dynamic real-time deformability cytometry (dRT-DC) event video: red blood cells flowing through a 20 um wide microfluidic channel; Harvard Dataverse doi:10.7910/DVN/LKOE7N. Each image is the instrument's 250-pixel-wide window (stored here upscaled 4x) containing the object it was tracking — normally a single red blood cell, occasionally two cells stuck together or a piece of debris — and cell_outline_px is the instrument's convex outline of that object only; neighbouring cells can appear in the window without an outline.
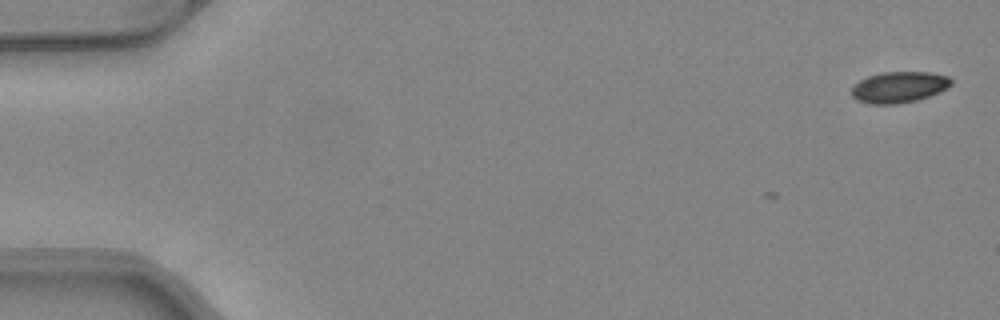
{"species": "common noctule bat (a hibernating species)", "species_latin": "Nyctalus noctula", "temperature_condition": "warm", "stored_images_in_passage": 2, "camera_frame_rate_fps": 3000, "um_per_image_px": 0.085, "animal": {"sex": "female", "body_mass_g": 24.6, "forearm_length_mm": 56.2}, "frame": {"image": 1, "passage_image": 2, "time_ms": 0.333, "image_size_px": [1000, 320], "cell_outline_px": [[952, 84], [948, 88], [940, 92], [916, 100], [896, 104], [868, 104], [856, 100], [852, 96], [852, 84], [868, 76], [880, 72], [928, 72], [948, 76], [952, 80]], "centroid_in_image_um": [76.39, 7.4], "position_along_channel_um": 8.6, "area_um2": 18.21}}